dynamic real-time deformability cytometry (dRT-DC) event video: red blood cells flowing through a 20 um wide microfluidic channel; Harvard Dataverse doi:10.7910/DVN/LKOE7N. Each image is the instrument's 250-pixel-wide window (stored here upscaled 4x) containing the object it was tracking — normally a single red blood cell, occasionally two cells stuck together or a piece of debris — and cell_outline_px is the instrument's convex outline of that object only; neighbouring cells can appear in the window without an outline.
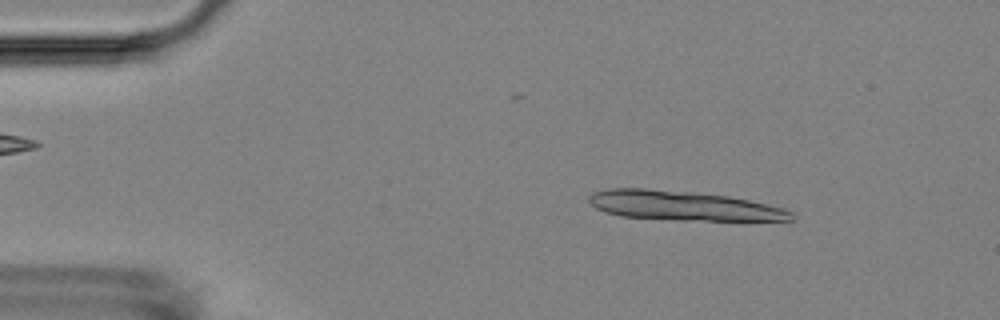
{"species": "Egyptian fruit bat (a non-hibernating species)", "species_latin": "Rousettus aegyptiacus", "temperature_condition": "room temperature", "stored_images_in_passage": 6, "camera_frame_rate_fps": 3000, "um_per_image_px": 0.085, "animal": {"sex": "female"}, "frame": {"image": 1, "passage_image": 2, "time_ms": 1.333, "image_size_px": [1000, 320], "cell_outline_px": [[796, 220], [680, 220], [620, 216], [604, 212], [588, 204], [588, 196], [592, 192], [608, 188], [644, 188], [692, 192], [728, 196], [748, 200], [784, 208], [792, 212]], "centroid_in_image_um": [58.01, 17.48], "position_along_channel_um": 27.0, "area_um2": 34.8}}
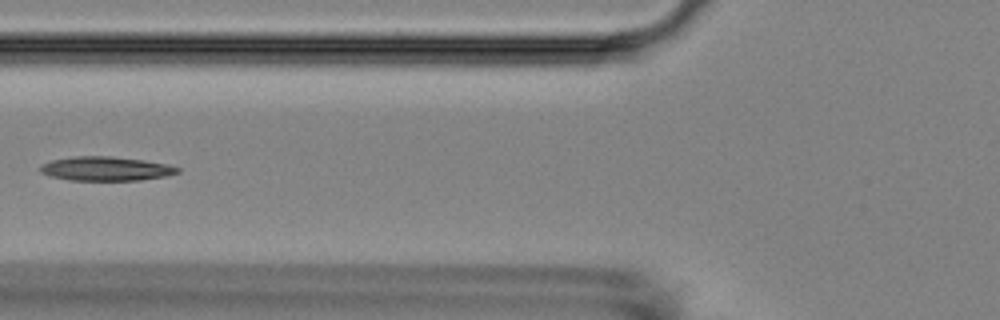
{"frame": {"image": 2, "passage_image": 6, "time_ms": 6.0, "image_size_px": [1000, 320], "cell_outline_px": [[180, 172], [164, 176], [140, 180], [68, 180], [48, 176], [40, 172], [40, 164], [52, 160], [72, 156], [108, 156], [144, 160], [168, 164], [180, 168]], "centroid_in_image_um": [8.96, 14.33], "position_along_channel_um": 116.8, "area_um2": 19.36}}